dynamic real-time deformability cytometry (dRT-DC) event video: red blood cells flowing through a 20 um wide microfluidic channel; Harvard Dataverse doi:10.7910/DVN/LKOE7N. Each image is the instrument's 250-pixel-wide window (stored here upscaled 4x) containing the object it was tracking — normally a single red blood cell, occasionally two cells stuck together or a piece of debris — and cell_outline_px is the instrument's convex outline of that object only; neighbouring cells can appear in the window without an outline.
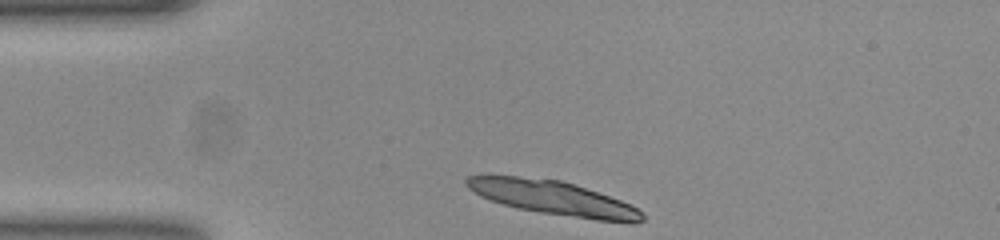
{"species": "common noctule bat (a hibernating species)", "species_latin": "Nyctalus noctula", "temperature_condition": "room temperature", "stored_images_in_passage": 32, "segment_of_instrument_passage": [1, 2], "camera_frame_rate_fps": 3000, "um_per_image_px": 0.085, "animal": {"sex": "female", "body_mass_g": 23.0, "forearm_length_mm": 53.4}, "frame": {"image": 1, "passage_image": 1, "time_ms": 0.0, "image_size_px": [1000, 240], "cell_outline_px": [[644, 220], [596, 220], [540, 212], [516, 208], [480, 196], [468, 188], [464, 184], [464, 180], [468, 176], [516, 176], [560, 180], [620, 200], [636, 208], [644, 216]], "centroid_in_image_um": [46.89, 16.8], "position_along_channel_um": 38.1, "area_um2": 33.7}}